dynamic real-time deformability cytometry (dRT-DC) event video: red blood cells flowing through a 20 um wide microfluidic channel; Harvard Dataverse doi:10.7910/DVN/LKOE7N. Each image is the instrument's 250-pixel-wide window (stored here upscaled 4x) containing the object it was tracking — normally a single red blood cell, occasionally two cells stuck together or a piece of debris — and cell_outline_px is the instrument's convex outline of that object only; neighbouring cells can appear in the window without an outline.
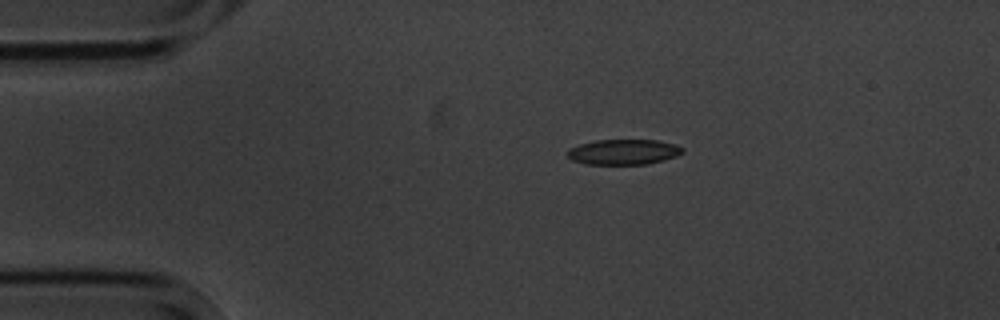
{"species": "common noctule bat (a hibernating species)", "species_latin": "Nyctalus noctula", "temperature_condition": "cold", "stored_images_in_passage": 5, "camera_frame_rate_fps": 3000, "um_per_image_px": 0.085, "animal": {"sex": "male", "body_mass_g": 20.1, "forearm_length_mm": 53.5}, "frame": {"image": 1, "passage_image": 1, "time_ms": 0.0, "image_size_px": [1000, 320], "cell_outline_px": [[684, 152], [676, 156], [664, 160], [648, 164], [584, 164], [572, 160], [564, 152], [568, 148], [580, 144], [596, 140], [656, 140], [676, 144], [684, 148]], "centroid_in_image_um": [52.99, 12.91], "position_along_channel_um": 32.0, "area_um2": 17.17}}
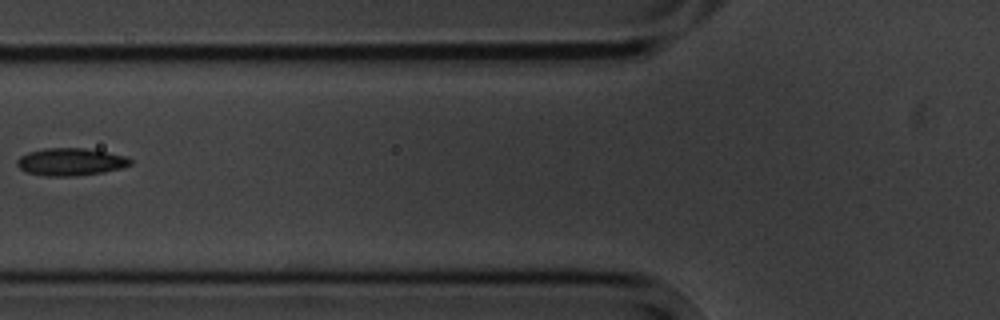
{"frame": {"image": 2, "passage_image": 4, "time_ms": 3.667, "image_size_px": [1000, 320], "cell_outline_px": [[132, 164], [120, 168], [104, 172], [76, 176], [48, 176], [28, 172], [20, 168], [16, 164], [16, 160], [20, 156], [28, 152], [44, 148], [84, 148], [108, 152], [128, 156], [132, 160]], "centroid_in_image_um": [6.02, 13.75], "position_along_channel_um": 119.8, "area_um2": 18.21}}
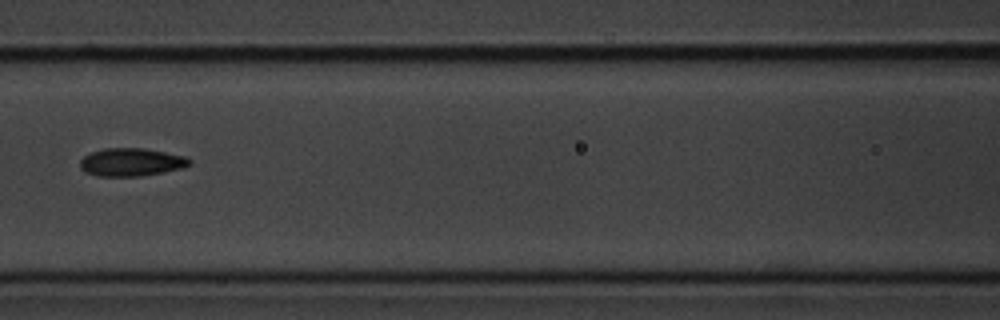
{"frame": {"image": 3, "passage_image": 5, "time_ms": 4.667, "image_size_px": [1000, 320], "cell_outline_px": [[192, 164], [184, 168], [140, 176], [96, 176], [84, 172], [80, 168], [80, 160], [84, 156], [92, 152], [104, 148], [144, 148], [184, 156], [192, 160]], "centroid_in_image_um": [11.15, 13.78], "position_along_channel_um": 155.4, "area_um2": 17.92}}